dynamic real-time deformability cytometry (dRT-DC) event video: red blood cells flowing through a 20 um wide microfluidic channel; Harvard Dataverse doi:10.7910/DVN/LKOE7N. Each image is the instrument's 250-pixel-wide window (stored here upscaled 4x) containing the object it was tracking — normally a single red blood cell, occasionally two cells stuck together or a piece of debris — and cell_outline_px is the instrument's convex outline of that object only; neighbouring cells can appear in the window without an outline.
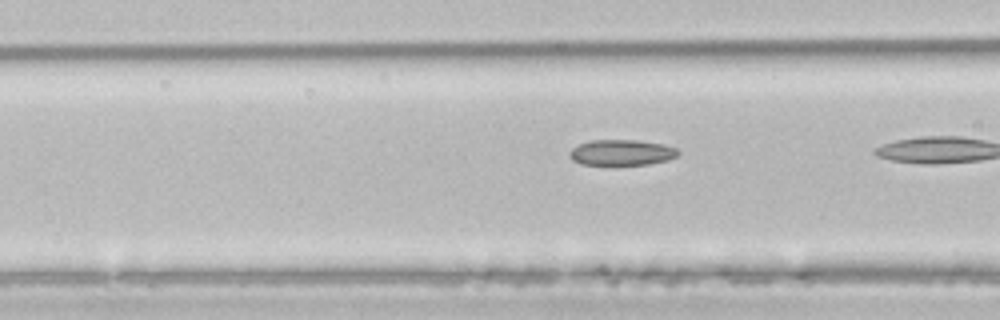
{"species": "common noctule bat (a hibernating species)", "species_latin": "Nyctalus noctula", "temperature_condition": "room temperature", "stored_images_in_passage": 10, "camera_frame_rate_fps": 3000, "um_per_image_px": 0.085, "animal": {"sex": "male", "body_mass_g": 21.5, "forearm_length_mm": 52.0}, "frame": {"image": 1, "passage_image": 9, "time_ms": 2.667, "image_size_px": [1000, 320], "cell_outline_px": [[680, 152], [676, 156], [668, 160], [648, 164], [616, 168], [580, 164], [572, 160], [568, 156], [568, 152], [572, 148], [580, 144], [592, 140], [636, 140], [664, 144], [676, 148]], "centroid_in_image_um": [52.79, 13.02], "position_along_channel_um": 113.8, "area_um2": 17.17}}